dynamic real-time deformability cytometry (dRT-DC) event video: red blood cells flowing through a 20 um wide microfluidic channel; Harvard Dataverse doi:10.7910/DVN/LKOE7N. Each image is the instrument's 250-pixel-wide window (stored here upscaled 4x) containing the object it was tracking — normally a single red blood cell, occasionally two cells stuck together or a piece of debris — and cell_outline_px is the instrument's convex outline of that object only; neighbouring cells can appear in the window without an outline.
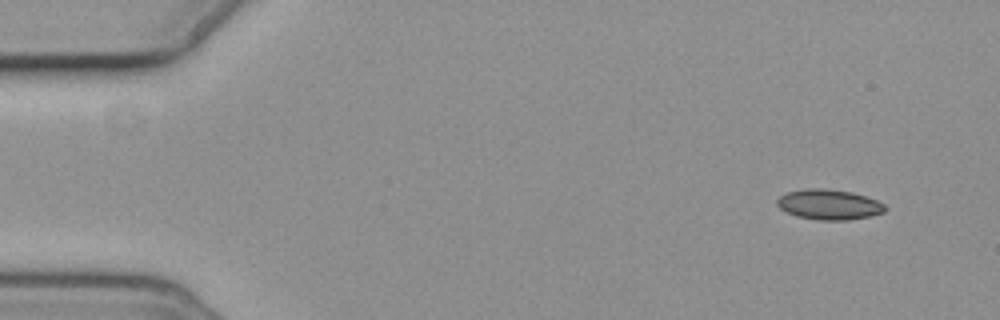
{"species": "common noctule bat (a hibernating species)", "species_latin": "Nyctalus noctula", "temperature_condition": "cold", "stored_images_in_passage": 2, "camera_frame_rate_fps": 3000, "um_per_image_px": 0.085, "animal": {"sex": "female", "body_mass_g": 19.3, "forearm_length_mm": 54.1}, "frame": {"image": 1, "passage_image": 1, "time_ms": 0.0, "image_size_px": [1000, 320], "cell_outline_px": [[888, 208], [884, 212], [872, 216], [848, 220], [820, 220], [796, 216], [780, 208], [776, 204], [776, 200], [780, 196], [788, 192], [808, 188], [820, 188], [852, 192], [876, 200], [884, 204]], "centroid_in_image_um": [70.48, 17.39], "position_along_channel_um": 14.5, "area_um2": 18.96}}
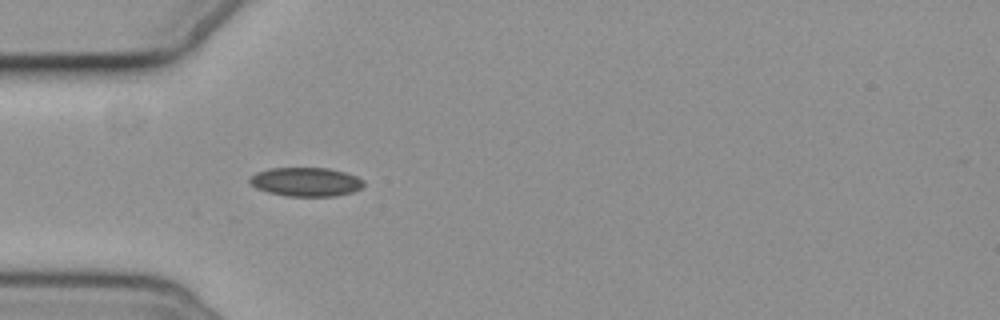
{"frame": {"image": 2, "passage_image": 2, "time_ms": 4.333, "image_size_px": [1000, 320], "cell_outline_px": [[364, 184], [360, 188], [352, 192], [336, 196], [288, 196], [268, 192], [256, 188], [248, 180], [256, 172], [268, 168], [328, 168], [344, 172], [356, 176], [364, 180]], "centroid_in_image_um": [26.0, 15.45], "position_along_channel_um": 59.0, "area_um2": 19.13}}